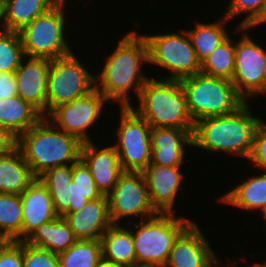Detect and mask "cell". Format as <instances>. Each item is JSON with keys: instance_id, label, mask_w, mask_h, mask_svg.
<instances>
[{"instance_id": "obj_4", "label": "cell", "mask_w": 266, "mask_h": 267, "mask_svg": "<svg viewBox=\"0 0 266 267\" xmlns=\"http://www.w3.org/2000/svg\"><path fill=\"white\" fill-rule=\"evenodd\" d=\"M137 100V108L131 107L151 128L194 130L195 122L189 114L180 80L149 77Z\"/></svg>"}, {"instance_id": "obj_44", "label": "cell", "mask_w": 266, "mask_h": 267, "mask_svg": "<svg viewBox=\"0 0 266 267\" xmlns=\"http://www.w3.org/2000/svg\"><path fill=\"white\" fill-rule=\"evenodd\" d=\"M266 22V15L264 17V19L258 24L260 26V24H264Z\"/></svg>"}, {"instance_id": "obj_10", "label": "cell", "mask_w": 266, "mask_h": 267, "mask_svg": "<svg viewBox=\"0 0 266 267\" xmlns=\"http://www.w3.org/2000/svg\"><path fill=\"white\" fill-rule=\"evenodd\" d=\"M72 52L51 60L47 81V115L57 106L82 97L95 88L90 73Z\"/></svg>"}, {"instance_id": "obj_6", "label": "cell", "mask_w": 266, "mask_h": 267, "mask_svg": "<svg viewBox=\"0 0 266 267\" xmlns=\"http://www.w3.org/2000/svg\"><path fill=\"white\" fill-rule=\"evenodd\" d=\"M187 97V108L194 122L237 111L246 100L231 80L202 72L180 80Z\"/></svg>"}, {"instance_id": "obj_37", "label": "cell", "mask_w": 266, "mask_h": 267, "mask_svg": "<svg viewBox=\"0 0 266 267\" xmlns=\"http://www.w3.org/2000/svg\"><path fill=\"white\" fill-rule=\"evenodd\" d=\"M248 161H252V165L255 167L266 170V120H262L255 132L253 148Z\"/></svg>"}, {"instance_id": "obj_17", "label": "cell", "mask_w": 266, "mask_h": 267, "mask_svg": "<svg viewBox=\"0 0 266 267\" xmlns=\"http://www.w3.org/2000/svg\"><path fill=\"white\" fill-rule=\"evenodd\" d=\"M80 159L89 168L96 187L106 196L124 172L117 149L113 145L98 148L93 141L85 142L82 144Z\"/></svg>"}, {"instance_id": "obj_26", "label": "cell", "mask_w": 266, "mask_h": 267, "mask_svg": "<svg viewBox=\"0 0 266 267\" xmlns=\"http://www.w3.org/2000/svg\"><path fill=\"white\" fill-rule=\"evenodd\" d=\"M4 28L19 32L59 0H2Z\"/></svg>"}, {"instance_id": "obj_25", "label": "cell", "mask_w": 266, "mask_h": 267, "mask_svg": "<svg viewBox=\"0 0 266 267\" xmlns=\"http://www.w3.org/2000/svg\"><path fill=\"white\" fill-rule=\"evenodd\" d=\"M25 241L32 246L59 254L67 251L77 239L66 220L59 216L41 224Z\"/></svg>"}, {"instance_id": "obj_34", "label": "cell", "mask_w": 266, "mask_h": 267, "mask_svg": "<svg viewBox=\"0 0 266 267\" xmlns=\"http://www.w3.org/2000/svg\"><path fill=\"white\" fill-rule=\"evenodd\" d=\"M72 181L89 201L101 199L104 196L96 187L89 168L81 159L73 164Z\"/></svg>"}, {"instance_id": "obj_19", "label": "cell", "mask_w": 266, "mask_h": 267, "mask_svg": "<svg viewBox=\"0 0 266 267\" xmlns=\"http://www.w3.org/2000/svg\"><path fill=\"white\" fill-rule=\"evenodd\" d=\"M22 202V241L41 224L59 217L47 187L36 178L20 195Z\"/></svg>"}, {"instance_id": "obj_27", "label": "cell", "mask_w": 266, "mask_h": 267, "mask_svg": "<svg viewBox=\"0 0 266 267\" xmlns=\"http://www.w3.org/2000/svg\"><path fill=\"white\" fill-rule=\"evenodd\" d=\"M230 20L223 15L214 23L197 22L193 29L187 30L195 50L196 57L202 63L230 35L226 24ZM225 24V26H224Z\"/></svg>"}, {"instance_id": "obj_21", "label": "cell", "mask_w": 266, "mask_h": 267, "mask_svg": "<svg viewBox=\"0 0 266 267\" xmlns=\"http://www.w3.org/2000/svg\"><path fill=\"white\" fill-rule=\"evenodd\" d=\"M35 179L17 146L0 155V194L21 195Z\"/></svg>"}, {"instance_id": "obj_11", "label": "cell", "mask_w": 266, "mask_h": 267, "mask_svg": "<svg viewBox=\"0 0 266 267\" xmlns=\"http://www.w3.org/2000/svg\"><path fill=\"white\" fill-rule=\"evenodd\" d=\"M107 199L112 224H120L123 218L137 217L141 221L159 214L150 201L143 172L124 171Z\"/></svg>"}, {"instance_id": "obj_8", "label": "cell", "mask_w": 266, "mask_h": 267, "mask_svg": "<svg viewBox=\"0 0 266 267\" xmlns=\"http://www.w3.org/2000/svg\"><path fill=\"white\" fill-rule=\"evenodd\" d=\"M180 32L143 34L148 44L149 64L170 72L162 79L181 80L201 72V63L196 57L187 28Z\"/></svg>"}, {"instance_id": "obj_39", "label": "cell", "mask_w": 266, "mask_h": 267, "mask_svg": "<svg viewBox=\"0 0 266 267\" xmlns=\"http://www.w3.org/2000/svg\"><path fill=\"white\" fill-rule=\"evenodd\" d=\"M68 197L70 207L66 212H77L89 202V200L84 197V194L78 190L73 181L68 185Z\"/></svg>"}, {"instance_id": "obj_3", "label": "cell", "mask_w": 266, "mask_h": 267, "mask_svg": "<svg viewBox=\"0 0 266 267\" xmlns=\"http://www.w3.org/2000/svg\"><path fill=\"white\" fill-rule=\"evenodd\" d=\"M82 142L55 127L46 117L17 138L16 146L35 178L48 169L74 164L81 158Z\"/></svg>"}, {"instance_id": "obj_46", "label": "cell", "mask_w": 266, "mask_h": 267, "mask_svg": "<svg viewBox=\"0 0 266 267\" xmlns=\"http://www.w3.org/2000/svg\"><path fill=\"white\" fill-rule=\"evenodd\" d=\"M260 267H266L264 264L260 263Z\"/></svg>"}, {"instance_id": "obj_45", "label": "cell", "mask_w": 266, "mask_h": 267, "mask_svg": "<svg viewBox=\"0 0 266 267\" xmlns=\"http://www.w3.org/2000/svg\"><path fill=\"white\" fill-rule=\"evenodd\" d=\"M253 265H254V267H260V264L258 262L257 263H253Z\"/></svg>"}, {"instance_id": "obj_42", "label": "cell", "mask_w": 266, "mask_h": 267, "mask_svg": "<svg viewBox=\"0 0 266 267\" xmlns=\"http://www.w3.org/2000/svg\"><path fill=\"white\" fill-rule=\"evenodd\" d=\"M0 32L5 30L3 22V1L0 0Z\"/></svg>"}, {"instance_id": "obj_16", "label": "cell", "mask_w": 266, "mask_h": 267, "mask_svg": "<svg viewBox=\"0 0 266 267\" xmlns=\"http://www.w3.org/2000/svg\"><path fill=\"white\" fill-rule=\"evenodd\" d=\"M154 209L161 214H174L184 175L181 167H167L149 164L143 171Z\"/></svg>"}, {"instance_id": "obj_22", "label": "cell", "mask_w": 266, "mask_h": 267, "mask_svg": "<svg viewBox=\"0 0 266 267\" xmlns=\"http://www.w3.org/2000/svg\"><path fill=\"white\" fill-rule=\"evenodd\" d=\"M100 242L103 260L123 267H136L133 233L129 227L112 224Z\"/></svg>"}, {"instance_id": "obj_2", "label": "cell", "mask_w": 266, "mask_h": 267, "mask_svg": "<svg viewBox=\"0 0 266 267\" xmlns=\"http://www.w3.org/2000/svg\"><path fill=\"white\" fill-rule=\"evenodd\" d=\"M248 103L231 114L195 122L193 147L211 153L224 151L247 160L252 152L255 132L262 122V118L251 113Z\"/></svg>"}, {"instance_id": "obj_33", "label": "cell", "mask_w": 266, "mask_h": 267, "mask_svg": "<svg viewBox=\"0 0 266 267\" xmlns=\"http://www.w3.org/2000/svg\"><path fill=\"white\" fill-rule=\"evenodd\" d=\"M25 57L19 32H0V72H15Z\"/></svg>"}, {"instance_id": "obj_13", "label": "cell", "mask_w": 266, "mask_h": 267, "mask_svg": "<svg viewBox=\"0 0 266 267\" xmlns=\"http://www.w3.org/2000/svg\"><path fill=\"white\" fill-rule=\"evenodd\" d=\"M241 35L235 43V70L231 82L247 102L249 97L266 93V50L248 34L242 32Z\"/></svg>"}, {"instance_id": "obj_29", "label": "cell", "mask_w": 266, "mask_h": 267, "mask_svg": "<svg viewBox=\"0 0 266 267\" xmlns=\"http://www.w3.org/2000/svg\"><path fill=\"white\" fill-rule=\"evenodd\" d=\"M22 221L20 195L0 194V241H22Z\"/></svg>"}, {"instance_id": "obj_32", "label": "cell", "mask_w": 266, "mask_h": 267, "mask_svg": "<svg viewBox=\"0 0 266 267\" xmlns=\"http://www.w3.org/2000/svg\"><path fill=\"white\" fill-rule=\"evenodd\" d=\"M229 3L224 16L230 21L240 14H246L236 26V30L240 32L248 33L247 30L251 31L253 27L258 26L266 15V0H231Z\"/></svg>"}, {"instance_id": "obj_18", "label": "cell", "mask_w": 266, "mask_h": 267, "mask_svg": "<svg viewBox=\"0 0 266 267\" xmlns=\"http://www.w3.org/2000/svg\"><path fill=\"white\" fill-rule=\"evenodd\" d=\"M194 130L152 128L150 164L181 167L185 160V147L193 146Z\"/></svg>"}, {"instance_id": "obj_14", "label": "cell", "mask_w": 266, "mask_h": 267, "mask_svg": "<svg viewBox=\"0 0 266 267\" xmlns=\"http://www.w3.org/2000/svg\"><path fill=\"white\" fill-rule=\"evenodd\" d=\"M193 221L174 241L164 267H220L210 242Z\"/></svg>"}, {"instance_id": "obj_7", "label": "cell", "mask_w": 266, "mask_h": 267, "mask_svg": "<svg viewBox=\"0 0 266 267\" xmlns=\"http://www.w3.org/2000/svg\"><path fill=\"white\" fill-rule=\"evenodd\" d=\"M64 1L59 0L45 14L19 31L25 56L53 60L72 53L65 37Z\"/></svg>"}, {"instance_id": "obj_35", "label": "cell", "mask_w": 266, "mask_h": 267, "mask_svg": "<svg viewBox=\"0 0 266 267\" xmlns=\"http://www.w3.org/2000/svg\"><path fill=\"white\" fill-rule=\"evenodd\" d=\"M23 267H60L58 254L23 241Z\"/></svg>"}, {"instance_id": "obj_9", "label": "cell", "mask_w": 266, "mask_h": 267, "mask_svg": "<svg viewBox=\"0 0 266 267\" xmlns=\"http://www.w3.org/2000/svg\"><path fill=\"white\" fill-rule=\"evenodd\" d=\"M117 149L123 171L143 172L151 162V126L132 107H120Z\"/></svg>"}, {"instance_id": "obj_41", "label": "cell", "mask_w": 266, "mask_h": 267, "mask_svg": "<svg viewBox=\"0 0 266 267\" xmlns=\"http://www.w3.org/2000/svg\"><path fill=\"white\" fill-rule=\"evenodd\" d=\"M97 267H123V266L117 265V264H114V263H110V262H107V261H105V260L102 259L98 263Z\"/></svg>"}, {"instance_id": "obj_5", "label": "cell", "mask_w": 266, "mask_h": 267, "mask_svg": "<svg viewBox=\"0 0 266 267\" xmlns=\"http://www.w3.org/2000/svg\"><path fill=\"white\" fill-rule=\"evenodd\" d=\"M174 214H161L135 222L131 228L136 267H164L174 241L192 223Z\"/></svg>"}, {"instance_id": "obj_1", "label": "cell", "mask_w": 266, "mask_h": 267, "mask_svg": "<svg viewBox=\"0 0 266 267\" xmlns=\"http://www.w3.org/2000/svg\"><path fill=\"white\" fill-rule=\"evenodd\" d=\"M111 53L106 55L100 74L95 76V87L108 101H115L120 107H131L129 91L133 90L138 99L149 79L141 69L142 64L149 63L147 40L143 34L132 30Z\"/></svg>"}, {"instance_id": "obj_31", "label": "cell", "mask_w": 266, "mask_h": 267, "mask_svg": "<svg viewBox=\"0 0 266 267\" xmlns=\"http://www.w3.org/2000/svg\"><path fill=\"white\" fill-rule=\"evenodd\" d=\"M60 267H97L102 260L100 240H77L58 254Z\"/></svg>"}, {"instance_id": "obj_24", "label": "cell", "mask_w": 266, "mask_h": 267, "mask_svg": "<svg viewBox=\"0 0 266 267\" xmlns=\"http://www.w3.org/2000/svg\"><path fill=\"white\" fill-rule=\"evenodd\" d=\"M257 175L247 177L242 183L220 196L219 201L245 209L246 212L259 210L263 213L266 210V170L263 174Z\"/></svg>"}, {"instance_id": "obj_23", "label": "cell", "mask_w": 266, "mask_h": 267, "mask_svg": "<svg viewBox=\"0 0 266 267\" xmlns=\"http://www.w3.org/2000/svg\"><path fill=\"white\" fill-rule=\"evenodd\" d=\"M44 116L18 95L0 99V124L16 138L37 124Z\"/></svg>"}, {"instance_id": "obj_28", "label": "cell", "mask_w": 266, "mask_h": 267, "mask_svg": "<svg viewBox=\"0 0 266 267\" xmlns=\"http://www.w3.org/2000/svg\"><path fill=\"white\" fill-rule=\"evenodd\" d=\"M73 164L48 169L38 179L47 187L58 216L70 207L68 185L72 181Z\"/></svg>"}, {"instance_id": "obj_20", "label": "cell", "mask_w": 266, "mask_h": 267, "mask_svg": "<svg viewBox=\"0 0 266 267\" xmlns=\"http://www.w3.org/2000/svg\"><path fill=\"white\" fill-rule=\"evenodd\" d=\"M62 217L73 230L77 240H100L112 225L106 195L101 199L89 201L77 212H65Z\"/></svg>"}, {"instance_id": "obj_38", "label": "cell", "mask_w": 266, "mask_h": 267, "mask_svg": "<svg viewBox=\"0 0 266 267\" xmlns=\"http://www.w3.org/2000/svg\"><path fill=\"white\" fill-rule=\"evenodd\" d=\"M15 72H0V99L17 96Z\"/></svg>"}, {"instance_id": "obj_30", "label": "cell", "mask_w": 266, "mask_h": 267, "mask_svg": "<svg viewBox=\"0 0 266 267\" xmlns=\"http://www.w3.org/2000/svg\"><path fill=\"white\" fill-rule=\"evenodd\" d=\"M228 37L202 63L201 72L232 80L235 70V41Z\"/></svg>"}, {"instance_id": "obj_12", "label": "cell", "mask_w": 266, "mask_h": 267, "mask_svg": "<svg viewBox=\"0 0 266 267\" xmlns=\"http://www.w3.org/2000/svg\"><path fill=\"white\" fill-rule=\"evenodd\" d=\"M108 100L95 87L86 95L54 108L46 118L58 129L77 137L82 143L93 141L91 128L103 113Z\"/></svg>"}, {"instance_id": "obj_43", "label": "cell", "mask_w": 266, "mask_h": 267, "mask_svg": "<svg viewBox=\"0 0 266 267\" xmlns=\"http://www.w3.org/2000/svg\"><path fill=\"white\" fill-rule=\"evenodd\" d=\"M262 216H263V220L265 221V223H266V210L262 213Z\"/></svg>"}, {"instance_id": "obj_15", "label": "cell", "mask_w": 266, "mask_h": 267, "mask_svg": "<svg viewBox=\"0 0 266 267\" xmlns=\"http://www.w3.org/2000/svg\"><path fill=\"white\" fill-rule=\"evenodd\" d=\"M50 63L51 60L47 58L25 56L15 71L18 96L34 106L44 117L47 116V81Z\"/></svg>"}, {"instance_id": "obj_36", "label": "cell", "mask_w": 266, "mask_h": 267, "mask_svg": "<svg viewBox=\"0 0 266 267\" xmlns=\"http://www.w3.org/2000/svg\"><path fill=\"white\" fill-rule=\"evenodd\" d=\"M0 267H23V241H0Z\"/></svg>"}, {"instance_id": "obj_40", "label": "cell", "mask_w": 266, "mask_h": 267, "mask_svg": "<svg viewBox=\"0 0 266 267\" xmlns=\"http://www.w3.org/2000/svg\"><path fill=\"white\" fill-rule=\"evenodd\" d=\"M17 138L0 124V155L11 151L16 147Z\"/></svg>"}]
</instances>
